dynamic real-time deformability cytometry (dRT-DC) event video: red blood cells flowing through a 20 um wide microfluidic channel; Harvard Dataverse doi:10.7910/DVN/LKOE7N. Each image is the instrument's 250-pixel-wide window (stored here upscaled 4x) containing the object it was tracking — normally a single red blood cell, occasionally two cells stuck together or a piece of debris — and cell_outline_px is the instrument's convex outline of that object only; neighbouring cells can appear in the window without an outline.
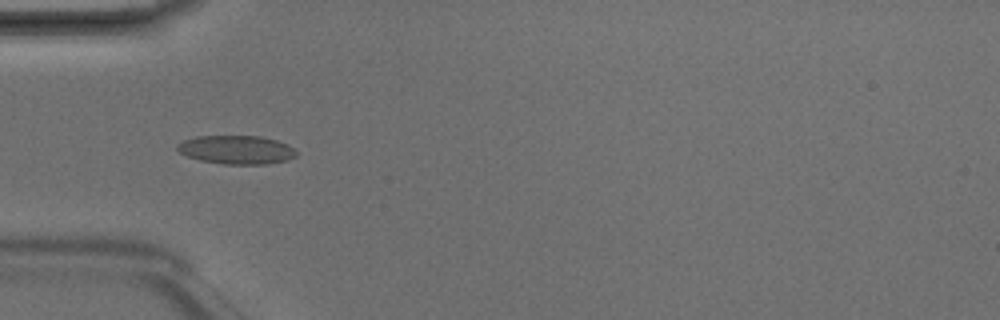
{"species": "Egyptian fruit bat (a non-hibernating species)", "species_latin": "Rousettus aegyptiacus", "temperature_condition": "room temperature", "stored_images_in_passage": 6, "camera_frame_rate_fps": 3000, "um_per_image_px": 0.085, "animal": {"sex": "male"}, "frame": {"image": 1, "passage_image": 4, "time_ms": 1.0, "image_size_px": [1000, 320], "cell_outline_px": [[296, 156], [288, 160], [264, 164], [224, 164], [200, 160], [188, 156], [180, 152], [176, 148], [176, 144], [184, 140], [196, 136], [260, 136], [276, 140], [288, 144], [296, 152]], "centroid_in_image_um": [20.09, 12.72], "position_along_channel_um": 64.9, "area_um2": 19.77}}